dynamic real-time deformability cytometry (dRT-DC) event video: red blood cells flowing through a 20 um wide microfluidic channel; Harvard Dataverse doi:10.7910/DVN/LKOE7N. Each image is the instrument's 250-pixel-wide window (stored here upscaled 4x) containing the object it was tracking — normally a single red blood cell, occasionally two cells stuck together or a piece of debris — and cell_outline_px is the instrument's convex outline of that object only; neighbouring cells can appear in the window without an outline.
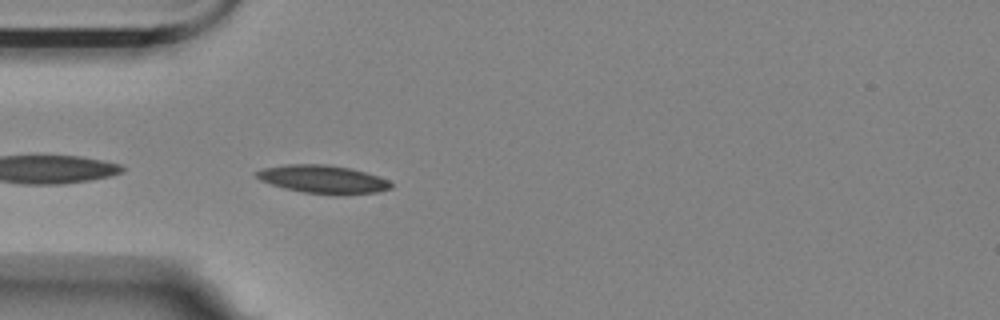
{"species": "Egyptian fruit bat (a non-hibernating species)", "species_latin": "Rousettus aegyptiacus", "temperature_condition": "room temperature", "stored_images_in_passage": 43, "camera_frame_rate_fps": 3000, "um_per_image_px": 0.085, "animal": {"sex": "female"}, "frame": {"image": 1, "passage_image": 3, "time_ms": 0.667, "image_size_px": [1000, 320], "cell_outline_px": [[392, 188], [380, 192], [304, 192], [284, 188], [260, 180], [256, 176], [256, 172], [264, 168], [284, 164], [328, 164], [348, 168], [364, 172], [388, 180], [392, 184]], "centroid_in_image_um": [27.4, 15.19], "position_along_channel_um": 57.6, "area_um2": 21.04}}
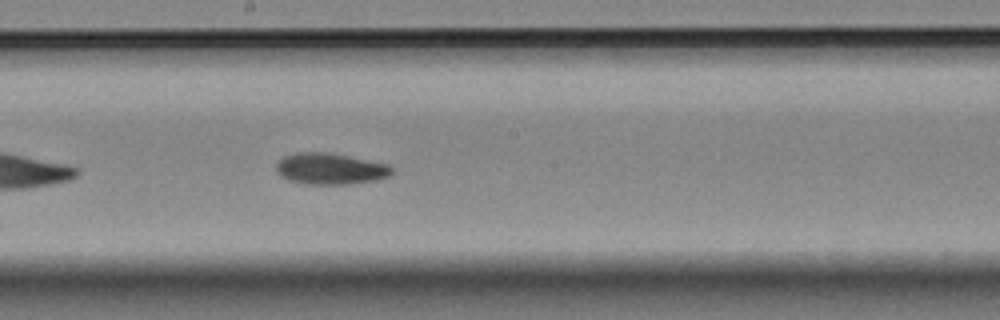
{"frame": {"image": 2, "passage_image": 17, "time_ms": 5.333, "image_size_px": [1000, 320], "cell_outline_px": [[392, 172], [388, 176], [372, 180], [352, 184], [308, 184], [288, 180], [280, 176], [276, 172], [276, 164], [284, 156], [296, 152], [328, 152], [388, 164], [392, 168]], "centroid_in_image_um": [28.02, 14.34], "position_along_channel_um": 220.2, "area_um2": 20.98}}
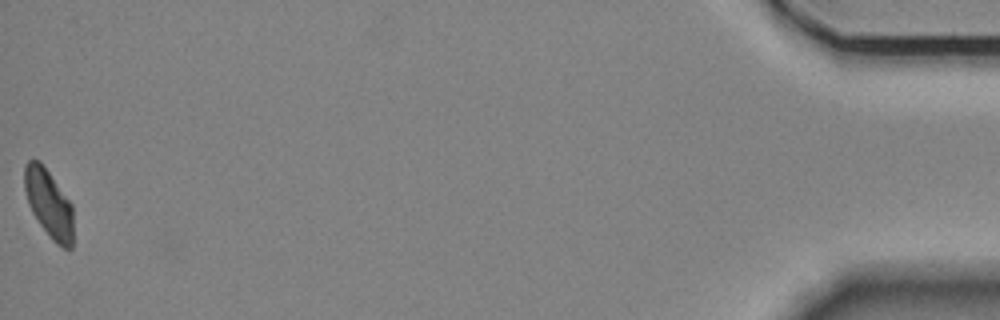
{"frame": {"image": 3, "passage_image": 43, "time_ms": 14.0, "image_size_px": [1000, 320], "cell_outline_px": [[72, 248], [64, 248], [56, 244], [52, 240], [40, 224], [32, 212], [28, 204], [24, 188], [24, 164], [28, 160], [40, 160], [72, 204]], "centroid_in_image_um": [4.13, 17.28], "position_along_channel_um": 431.1, "area_um2": 19.31}, "authors_computed_cell_mechanics": {"area_um2": 20.4034, "velocity_mm_per_s": 3.5418, "shape_relaxation_time_tau1_ms": 5.2241, "shape_relaxation_time_tau2_ms": 2.4356, "deformation_change_tau1": 0.1499, "deformation_change_tau2": 0.072}}